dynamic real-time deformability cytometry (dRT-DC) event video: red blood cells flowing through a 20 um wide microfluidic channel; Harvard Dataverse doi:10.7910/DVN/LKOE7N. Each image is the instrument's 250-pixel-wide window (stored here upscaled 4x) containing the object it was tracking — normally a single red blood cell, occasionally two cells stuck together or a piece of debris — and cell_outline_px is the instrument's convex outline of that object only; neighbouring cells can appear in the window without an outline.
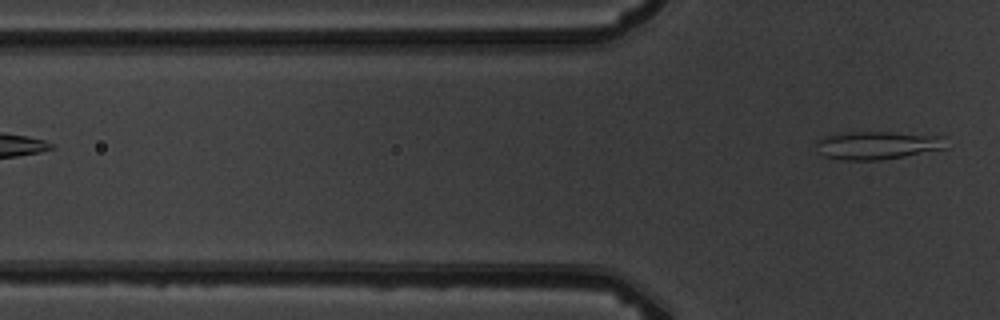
{"species": "common noctule bat (a hibernating species)", "species_latin": "Nyctalus noctula", "temperature_condition": "warm", "stored_images_in_passage": 7, "camera_frame_rate_fps": 3000, "um_per_image_px": 0.085, "animal": {"sex": "male", "body_mass_g": 19.5, "forearm_length_mm": 54.6}, "frame": {"image": 1, "passage_image": 7, "time_ms": 6.667, "image_size_px": [1000, 320], "cell_outline_px": [[948, 148], [904, 156], [880, 160], [840, 160], [824, 156], [820, 152], [816, 144], [816, 140], [824, 136], [848, 132], [888, 132], [944, 136]], "centroid_in_image_um": [74.59, 12.35], "position_along_channel_um": 51.2, "area_um2": 21.27}}